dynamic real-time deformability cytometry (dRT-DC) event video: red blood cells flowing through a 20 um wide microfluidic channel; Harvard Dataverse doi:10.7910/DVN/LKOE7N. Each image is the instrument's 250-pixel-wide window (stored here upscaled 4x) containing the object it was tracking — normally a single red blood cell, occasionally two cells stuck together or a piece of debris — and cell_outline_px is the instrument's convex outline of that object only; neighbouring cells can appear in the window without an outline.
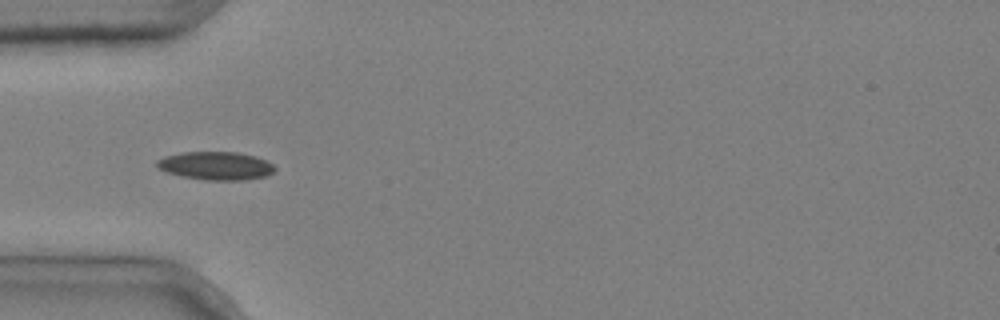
{"species": "common noctule bat (a hibernating species)", "species_latin": "Nyctalus noctula", "temperature_condition": "cold", "stored_images_in_passage": 5, "camera_frame_rate_fps": 3000, "um_per_image_px": 0.085, "animal": {"sex": "male", "body_mass_g": 20.4}, "frame": {"image": 1, "passage_image": 4, "time_ms": 1.0, "image_size_px": [1000, 320], "cell_outline_px": [[276, 172], [268, 176], [244, 180], [204, 180], [184, 176], [168, 172], [156, 168], [156, 160], [164, 156], [180, 152], [236, 152], [256, 156], [272, 164], [276, 168]], "centroid_in_image_um": [18.36, 14.09], "position_along_channel_um": 66.6, "area_um2": 19.54}}